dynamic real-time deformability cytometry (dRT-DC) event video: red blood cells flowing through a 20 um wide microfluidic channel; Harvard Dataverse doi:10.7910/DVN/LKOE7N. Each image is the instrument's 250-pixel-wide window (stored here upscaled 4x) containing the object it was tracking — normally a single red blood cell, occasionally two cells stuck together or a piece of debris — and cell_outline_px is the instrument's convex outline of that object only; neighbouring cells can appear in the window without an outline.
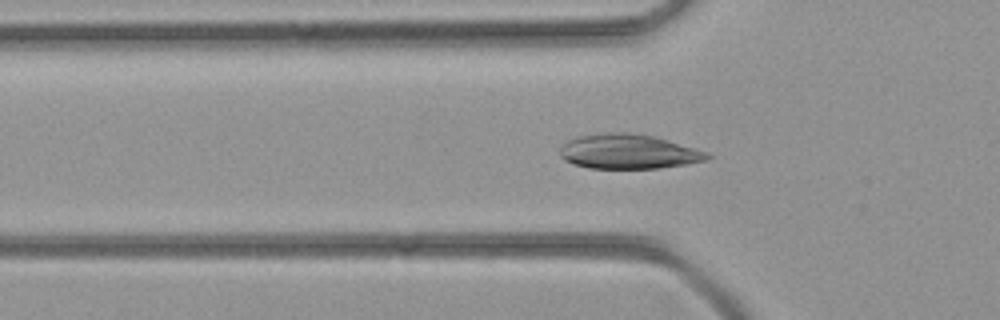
{"species": "common noctule bat (a hibernating species)", "species_latin": "Nyctalus noctula", "temperature_condition": "room temperature", "stored_images_in_passage": 37, "camera_frame_rate_fps": 3000, "um_per_image_px": 0.085, "animal": {"sex": "female", "body_mass_g": 21.9}, "frame": {"image": 1, "passage_image": 9, "time_ms": 2.667, "image_size_px": [1000, 320], "cell_outline_px": [[712, 156], [708, 160], [660, 168], [588, 168], [572, 164], [564, 160], [560, 156], [560, 148], [568, 140], [576, 136], [600, 132], [628, 132], [656, 136], [696, 148], [708, 152]], "centroid_in_image_um": [53.41, 12.87], "position_along_channel_um": 72.4, "area_um2": 30.11}}
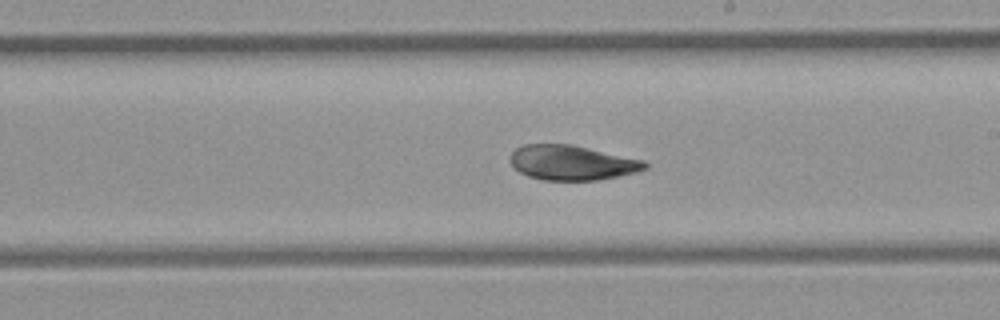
{"frame": {"image": 2, "passage_image": 20, "time_ms": 6.333, "image_size_px": [1000, 320], "cell_outline_px": [[648, 168], [636, 172], [596, 180], [544, 180], [528, 176], [520, 172], [508, 160], [512, 152], [516, 148], [524, 144], [572, 144], [644, 160], [648, 164]], "centroid_in_image_um": [48.61, 13.82], "position_along_channel_um": 240.4, "area_um2": 27.28}}
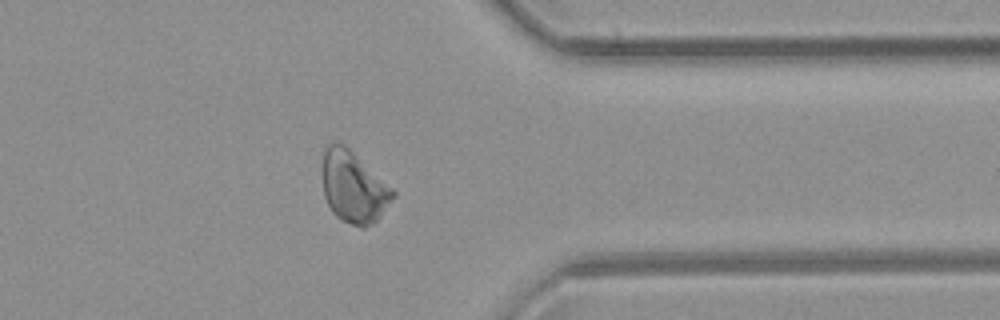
{"frame": {"image": 3, "passage_image": 30, "time_ms": 9.667, "image_size_px": [1000, 320], "cell_outline_px": [[396, 196], [380, 216], [372, 224], [364, 228], [360, 228], [340, 220], [332, 212], [324, 196], [324, 148], [328, 144], [344, 144], [392, 188], [396, 192]], "centroid_in_image_um": [30.07, 15.95], "position_along_channel_um": 381.3, "area_um2": 28.9}}